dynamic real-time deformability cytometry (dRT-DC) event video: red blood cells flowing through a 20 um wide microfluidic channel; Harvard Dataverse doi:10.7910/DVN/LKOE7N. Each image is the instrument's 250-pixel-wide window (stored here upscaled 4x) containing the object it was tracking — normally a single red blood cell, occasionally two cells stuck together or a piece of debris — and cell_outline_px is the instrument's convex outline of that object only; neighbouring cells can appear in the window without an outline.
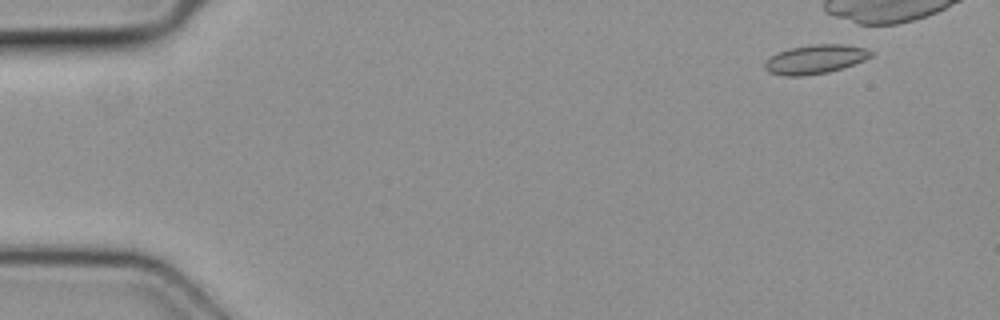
{"species": "common noctule bat (a hibernating species)", "species_latin": "Nyctalus noctula", "temperature_condition": "cold", "stored_images_in_passage": 7, "camera_frame_rate_fps": 3000, "um_per_image_px": 0.085, "animal": {"sex": "female", "body_mass_g": 19.3, "forearm_length_mm": 54.1}, "frame": {"image": 1, "passage_image": 2, "time_ms": 0.333, "image_size_px": [1000, 320], "cell_outline_px": [[876, 52], [872, 56], [864, 60], [828, 72], [804, 76], [784, 76], [768, 72], [764, 68], [764, 64], [772, 56], [780, 52], [792, 48], [812, 44], [844, 44], [864, 48]], "centroid_in_image_um": [69.32, 5.04], "position_along_channel_um": 15.7, "area_um2": 17.74}}
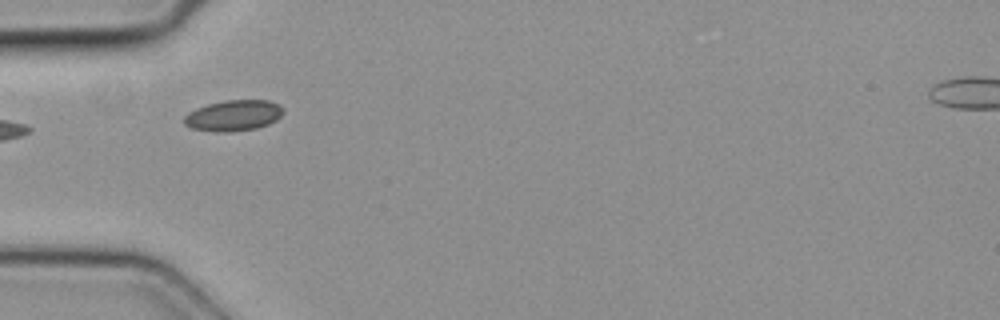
{"frame": {"image": 2, "passage_image": 7, "time_ms": 2.0, "image_size_px": [1000, 320], "cell_outline_px": [[284, 112], [276, 120], [268, 124], [256, 128], [232, 132], [216, 132], [192, 128], [184, 124], [184, 116], [188, 112], [196, 108], [208, 104], [224, 100], [268, 100], [280, 104], [284, 108]], "centroid_in_image_um": [19.86, 9.81], "position_along_channel_um": 65.1, "area_um2": 17.98}}